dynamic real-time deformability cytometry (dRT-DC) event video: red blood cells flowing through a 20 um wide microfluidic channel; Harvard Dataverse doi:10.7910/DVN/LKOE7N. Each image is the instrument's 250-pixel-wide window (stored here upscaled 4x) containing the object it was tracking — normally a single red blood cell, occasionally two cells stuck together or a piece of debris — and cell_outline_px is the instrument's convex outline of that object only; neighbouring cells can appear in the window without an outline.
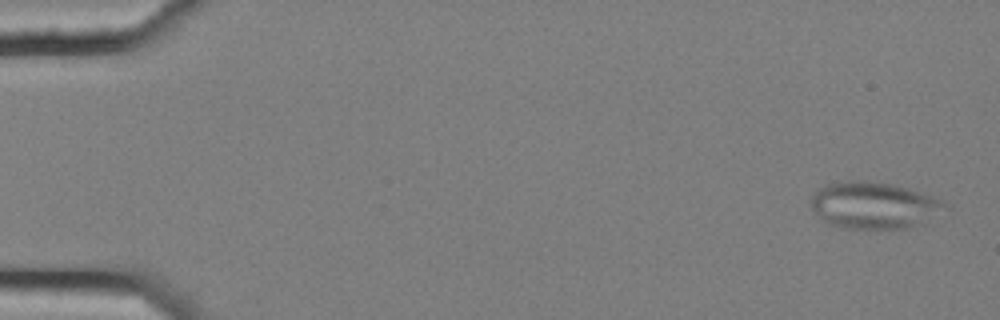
{"species": "common noctule bat (a hibernating species)", "species_latin": "Nyctalus noctula", "temperature_condition": "cold", "stored_images_in_passage": 6, "camera_frame_rate_fps": 3000, "um_per_image_px": 0.085, "animal": {"sex": "female", "body_mass_g": 25.1}, "frame": {"image": 1, "passage_image": 1, "time_ms": 0.0, "image_size_px": [1000, 320], "cell_outline_px": [[944, 204], [908, 228], [844, 228], [828, 224], [820, 220], [808, 204], [812, 196], [820, 188], [828, 184], [840, 180], [868, 180], [892, 184], [908, 188], [944, 200]], "centroid_in_image_um": [74.07, 17.41], "position_along_channel_um": 10.9, "area_um2": 35.6}}
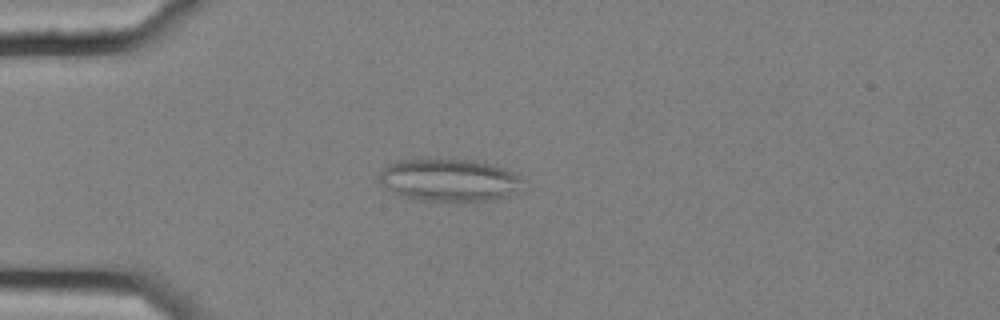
{"frame": {"image": 2, "passage_image": 4, "time_ms": 1.0, "image_size_px": [1000, 320], "cell_outline_px": [[524, 180], [504, 196], [496, 200], [416, 200], [396, 196], [376, 180], [376, 176], [388, 164], [396, 160], [472, 160], [492, 164], [504, 168], [520, 176]], "centroid_in_image_um": [38.04, 15.3], "position_along_channel_um": 47.0, "area_um2": 35.2}}